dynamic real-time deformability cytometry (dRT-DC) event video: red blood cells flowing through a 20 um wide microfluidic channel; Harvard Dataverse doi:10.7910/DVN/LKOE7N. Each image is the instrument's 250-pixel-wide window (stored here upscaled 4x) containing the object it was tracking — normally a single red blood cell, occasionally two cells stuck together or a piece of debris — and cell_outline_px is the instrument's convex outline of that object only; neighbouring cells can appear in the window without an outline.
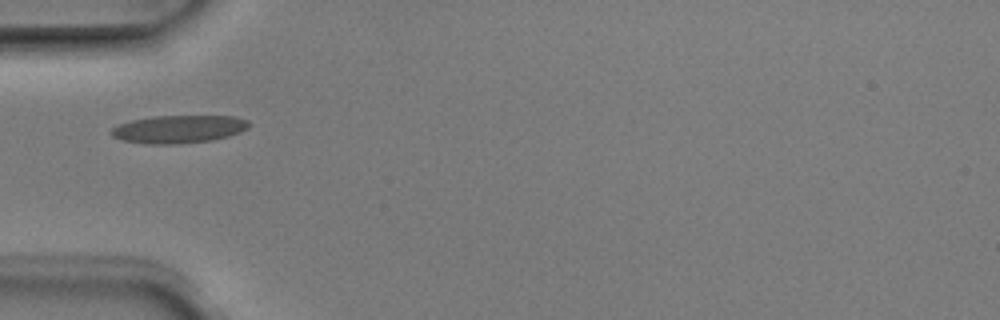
{"species": "Egyptian fruit bat (a non-hibernating species)", "species_latin": "Rousettus aegyptiacus", "temperature_condition": "room temperature", "stored_images_in_passage": 1, "camera_frame_rate_fps": 3000, "um_per_image_px": 0.085, "animal": {"sex": "male"}, "frame": {"image": 1, "passage_image": 1, "time_ms": 0.0, "image_size_px": [1000, 320], "cell_outline_px": [[252, 124], [248, 128], [240, 132], [228, 136], [212, 140], [176, 144], [144, 144], [124, 140], [112, 136], [108, 132], [112, 128], [120, 124], [132, 120], [152, 116], [232, 116], [248, 120]], "centroid_in_image_um": [15.19, 10.97], "position_along_channel_um": 69.8, "area_um2": 22.43}}